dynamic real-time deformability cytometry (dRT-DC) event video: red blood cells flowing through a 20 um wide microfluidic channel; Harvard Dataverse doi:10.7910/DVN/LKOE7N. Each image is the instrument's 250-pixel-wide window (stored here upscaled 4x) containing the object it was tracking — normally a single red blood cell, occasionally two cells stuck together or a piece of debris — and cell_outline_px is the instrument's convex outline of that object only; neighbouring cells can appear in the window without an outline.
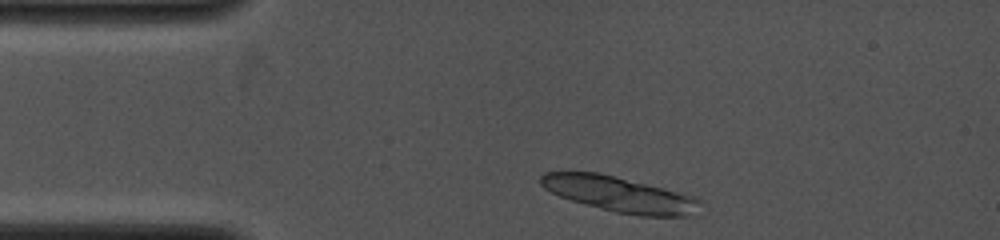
{"species": "common noctule bat (a hibernating species)", "species_latin": "Nyctalus noctula", "temperature_condition": "cold", "stored_images_in_passage": 5, "camera_frame_rate_fps": 4000, "um_per_image_px": 0.085, "animal": {"sex": "female", "body_mass_g": 19.0, "forearm_length_mm": 53.3}, "frame": {"image": 1, "passage_image": 2, "time_ms": 0.25, "image_size_px": [1000, 240], "cell_outline_px": [[704, 200], [700, 216], [640, 216], [616, 212], [572, 200], [560, 196], [544, 188], [540, 184], [540, 176], [544, 172], [600, 172], [616, 176], [692, 196]], "centroid_in_image_um": [52.76, 16.53], "position_along_channel_um": 32.2, "area_um2": 32.95}}